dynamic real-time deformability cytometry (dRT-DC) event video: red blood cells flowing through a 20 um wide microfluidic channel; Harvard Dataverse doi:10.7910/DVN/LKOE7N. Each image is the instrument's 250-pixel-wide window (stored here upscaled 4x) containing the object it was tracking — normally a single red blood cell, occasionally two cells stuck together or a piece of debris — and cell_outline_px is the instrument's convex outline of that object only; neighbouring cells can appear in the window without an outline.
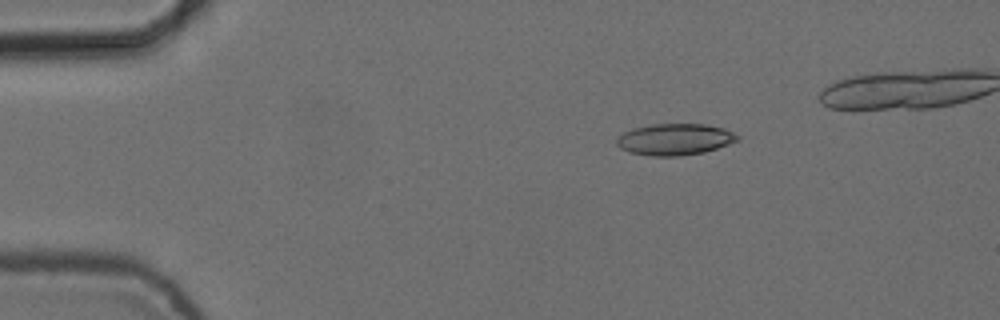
{"species": "common noctule bat (a hibernating species)", "species_latin": "Nyctalus noctula", "temperature_condition": "cold", "stored_images_in_passage": 5, "camera_frame_rate_fps": 3000, "um_per_image_px": 0.085, "animal": {"sex": "female", "body_mass_g": 24.6, "forearm_length_mm": 56.2}, "frame": {"image": 1, "passage_image": 2, "time_ms": 0.333, "image_size_px": [1000, 320], "cell_outline_px": [[740, 140], [704, 152], [680, 156], [652, 156], [628, 152], [620, 148], [616, 144], [616, 136], [632, 128], [652, 124], [704, 124], [724, 128], [740, 136]], "centroid_in_image_um": [57.33, 11.84], "position_along_channel_um": 27.7, "area_um2": 22.31}}